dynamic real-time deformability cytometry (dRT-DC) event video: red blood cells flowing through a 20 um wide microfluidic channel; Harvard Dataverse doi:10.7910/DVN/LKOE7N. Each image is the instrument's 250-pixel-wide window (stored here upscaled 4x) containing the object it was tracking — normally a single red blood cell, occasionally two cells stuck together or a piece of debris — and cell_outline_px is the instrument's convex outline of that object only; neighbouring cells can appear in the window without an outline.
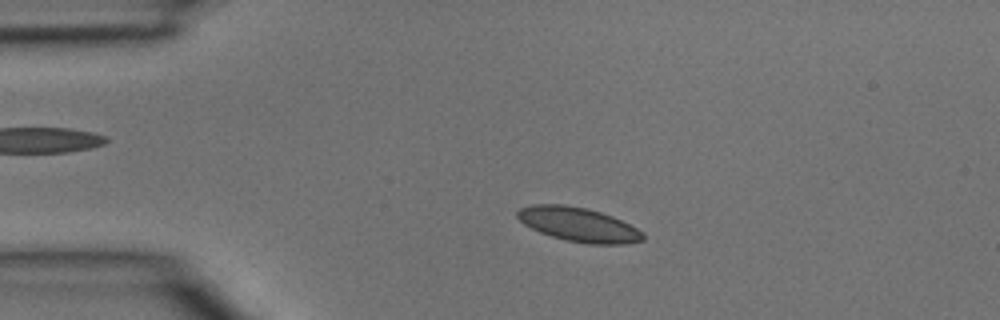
{"species": "common noctule bat (a hibernating species)", "species_latin": "Nyctalus noctula", "temperature_condition": "room temperature", "stored_images_in_passage": 3, "camera_frame_rate_fps": 3000, "um_per_image_px": 0.085, "animal": {"sex": "male", "body_mass_g": 15.6}, "frame": {"image": 1, "passage_image": 2, "time_ms": 0.333, "image_size_px": [1000, 320], "cell_outline_px": [[644, 240], [624, 244], [588, 244], [568, 240], [552, 236], [540, 232], [524, 224], [516, 216], [516, 212], [520, 208], [532, 204], [560, 204], [588, 208], [612, 216], [644, 232]], "centroid_in_image_um": [49.17, 19.08], "position_along_channel_um": 35.8, "area_um2": 24.85}}